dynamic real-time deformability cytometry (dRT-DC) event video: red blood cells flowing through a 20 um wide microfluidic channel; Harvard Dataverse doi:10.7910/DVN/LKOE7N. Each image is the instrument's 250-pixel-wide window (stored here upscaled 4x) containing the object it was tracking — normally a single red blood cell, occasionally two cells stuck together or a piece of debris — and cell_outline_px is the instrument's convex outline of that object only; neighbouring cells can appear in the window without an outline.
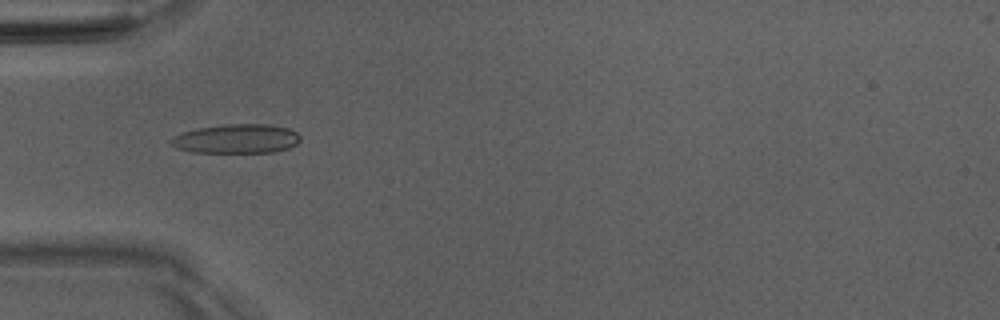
{"species": "Egyptian fruit bat (a non-hibernating species)", "species_latin": "Rousettus aegyptiacus", "temperature_condition": "room temperature", "stored_images_in_passage": 51, "camera_frame_rate_fps": 3000, "um_per_image_px": 0.085, "animal": {"sex": "male"}, "frame": {"image": 1, "passage_image": 17, "time_ms": 5.333, "image_size_px": [1000, 320], "cell_outline_px": [[300, 140], [296, 144], [288, 148], [272, 152], [192, 152], [176, 148], [168, 140], [184, 132], [200, 128], [224, 124], [268, 124], [288, 128], [296, 132], [300, 136]], "centroid_in_image_um": [20.12, 11.79], "position_along_channel_um": 64.9, "area_um2": 21.79}}
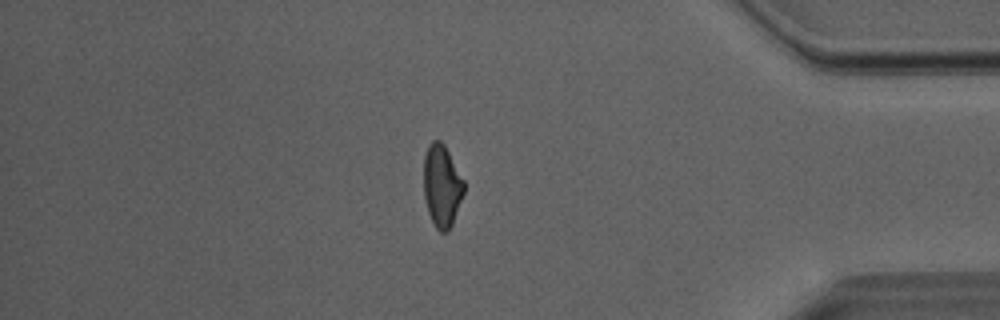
{"frame": {"image": 2, "passage_image": 44, "time_ms": 14.333, "image_size_px": [1000, 320], "cell_outline_px": [[464, 192], [452, 224], [448, 232], [440, 232], [436, 228], [428, 212], [424, 200], [424, 156], [428, 144], [432, 140], [440, 140], [444, 144], [464, 180]], "centroid_in_image_um": [37.55, 15.78], "position_along_channel_um": 397.7, "area_um2": 19.31}}
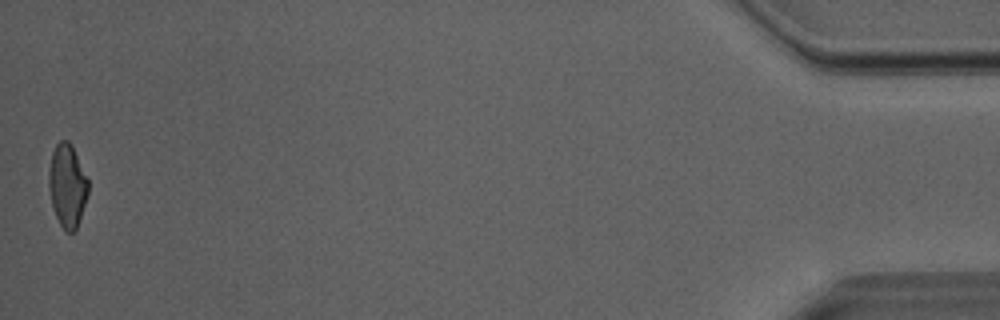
{"frame": {"image": 3, "passage_image": 51, "time_ms": 16.667, "image_size_px": [1000, 320], "cell_outline_px": [[88, 192], [76, 228], [72, 232], [64, 232], [56, 216], [52, 204], [48, 188], [48, 168], [52, 152], [56, 144], [60, 140], [68, 140], [72, 144], [88, 180]], "centroid_in_image_um": [5.69, 15.74], "position_along_channel_um": 429.5, "area_um2": 19.02}, "authors_computed_cell_mechanics": {"area_um2": 20.1722, "velocity_mm_per_s": 4.0646, "shape_relaxation_time_tau1_ms": 7.5485, "shape_relaxation_time_tau2_ms": 2.4873, "deformation_change_tau1": 0.2055, "deformation_change_tau2": 0.1004}}